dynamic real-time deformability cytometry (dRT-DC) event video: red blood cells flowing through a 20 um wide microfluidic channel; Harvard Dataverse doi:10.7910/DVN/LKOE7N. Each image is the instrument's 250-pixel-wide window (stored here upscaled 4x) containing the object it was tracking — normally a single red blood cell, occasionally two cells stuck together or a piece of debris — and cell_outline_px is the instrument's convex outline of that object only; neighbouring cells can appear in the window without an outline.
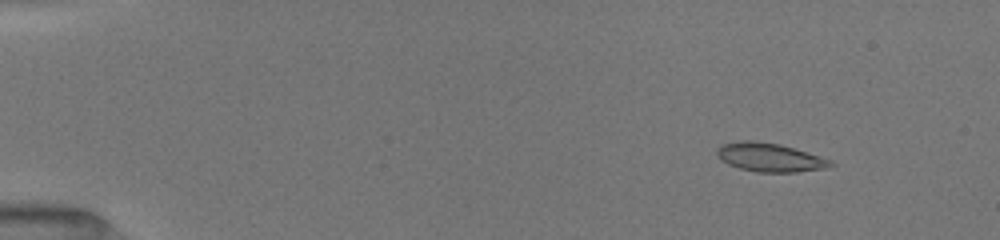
{"species": "common noctule bat (a hibernating species)", "species_latin": "Nyctalus noctula", "temperature_condition": "room temperature", "stored_images_in_passage": 43, "camera_frame_rate_fps": 3000, "um_per_image_px": 0.085, "animal": {"sex": "female", "body_mass_g": 19.5, "forearm_length_mm": 54.1}, "frame": {"image": 1, "passage_image": 6, "time_ms": 1.667, "image_size_px": [1000, 240], "cell_outline_px": [[836, 164], [828, 168], [796, 172], [756, 172], [740, 168], [728, 164], [716, 152], [716, 148], [724, 144], [744, 140], [752, 140], [780, 144], [832, 160]], "centroid_in_image_um": [65.48, 13.38], "position_along_channel_um": 19.5, "area_um2": 18.79}}
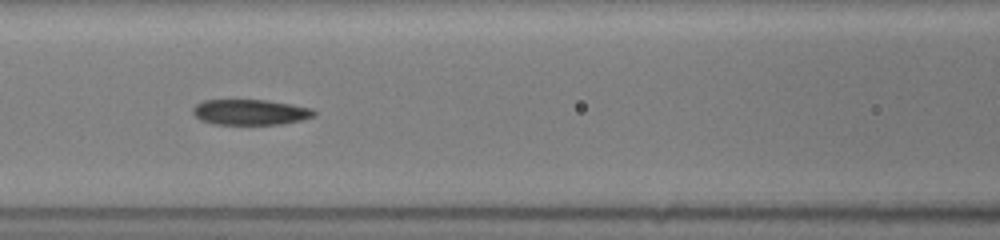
{"frame": {"image": 2, "passage_image": 20, "time_ms": 7.667, "image_size_px": [1000, 240], "cell_outline_px": [[316, 112], [312, 116], [300, 120], [280, 124], [212, 124], [200, 120], [192, 112], [192, 108], [196, 104], [204, 100], [268, 100], [312, 108]], "centroid_in_image_um": [21.23, 9.53], "position_along_channel_um": 145.4, "area_um2": 17.92}}
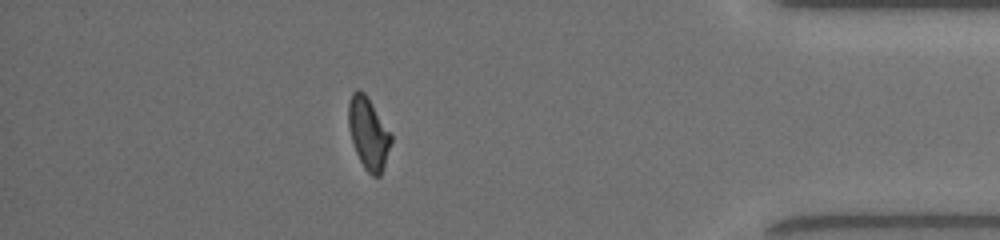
{"frame": {"image": 3, "passage_image": 38, "time_ms": 15.0, "image_size_px": [1000, 240], "cell_outline_px": [[392, 140], [380, 176], [372, 176], [364, 168], [356, 152], [352, 140], [348, 124], [348, 100], [352, 92], [356, 88], [364, 92], [392, 136]], "centroid_in_image_um": [31.28, 11.31], "position_along_channel_um": 403.9, "area_um2": 17.46}, "authors_computed_cell_mechanics": {"area_um2": 18.2648, "velocity_mm_per_s": 4.0062, "shape_relaxation_time_tau1_ms": 5.7191, "shape_relaxation_time_tau2_ms": 2.5929, "deformation_change_tau1": 0.1895, "deformation_change_tau2": 0.0766}}